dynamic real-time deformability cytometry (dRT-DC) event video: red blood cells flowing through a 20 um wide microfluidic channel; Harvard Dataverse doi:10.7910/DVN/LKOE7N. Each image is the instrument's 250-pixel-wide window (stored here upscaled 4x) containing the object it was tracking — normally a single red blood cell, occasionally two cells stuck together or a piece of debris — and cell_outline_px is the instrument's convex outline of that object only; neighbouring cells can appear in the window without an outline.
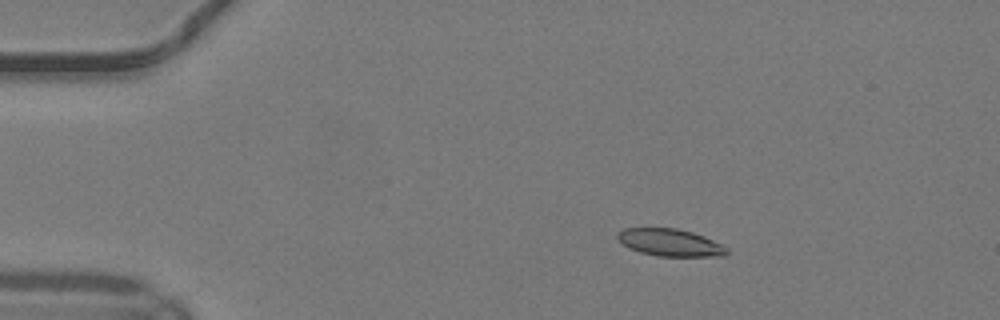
{"species": "common noctule bat (a hibernating species)", "species_latin": "Nyctalus noctula", "temperature_condition": "warm", "stored_images_in_passage": 50, "camera_frame_rate_fps": 3000, "um_per_image_px": 0.085, "animal": {"sex": "male", "body_mass_g": 19.2, "forearm_length_mm": 51.8}, "frame": {"image": 1, "passage_image": 9, "time_ms": 2.667, "image_size_px": [1000, 320], "cell_outline_px": [[728, 252], [724, 256], [656, 256], [640, 252], [628, 248], [616, 236], [616, 232], [624, 228], [676, 228], [692, 232], [704, 236], [728, 248]], "centroid_in_image_um": [56.94, 20.61], "position_along_channel_um": 28.1, "area_um2": 17.34}}
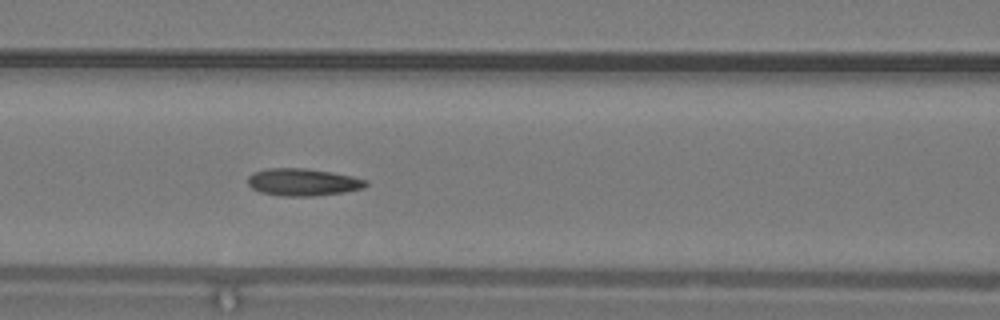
{"frame": {"image": 2, "passage_image": 22, "time_ms": 7.0, "image_size_px": [1000, 320], "cell_outline_px": [[368, 184], [364, 188], [344, 192], [312, 196], [288, 196], [260, 192], [252, 188], [248, 184], [248, 176], [252, 172], [268, 168], [308, 168], [332, 172], [352, 176], [368, 180]], "centroid_in_image_um": [25.76, 15.47], "position_along_channel_um": 140.8, "area_um2": 18.84}}
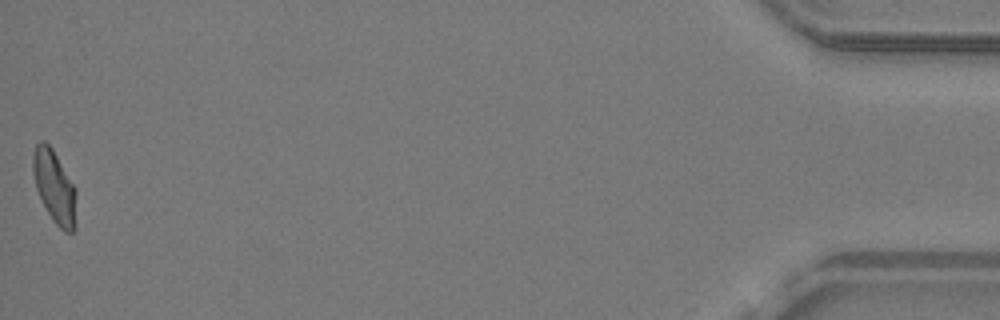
{"frame": {"image": 3, "passage_image": 50, "time_ms": 16.333, "image_size_px": [1000, 320], "cell_outline_px": [[76, 228], [72, 232], [64, 232], [52, 220], [36, 188], [32, 172], [32, 156], [36, 144], [40, 140], [44, 140], [52, 148], [76, 188]], "centroid_in_image_um": [4.64, 15.88], "position_along_channel_um": 430.6, "area_um2": 18.5}, "authors_computed_cell_mechanics": {"area_um2": 18.1781, "velocity_mm_per_s": 4.1593, "shape_relaxation_time_tau1_ms": null, "shape_relaxation_time_tau2_ms": 2.3586, "deformation_change_tau1": null, "deformation_change_tau2": 0.0925}}